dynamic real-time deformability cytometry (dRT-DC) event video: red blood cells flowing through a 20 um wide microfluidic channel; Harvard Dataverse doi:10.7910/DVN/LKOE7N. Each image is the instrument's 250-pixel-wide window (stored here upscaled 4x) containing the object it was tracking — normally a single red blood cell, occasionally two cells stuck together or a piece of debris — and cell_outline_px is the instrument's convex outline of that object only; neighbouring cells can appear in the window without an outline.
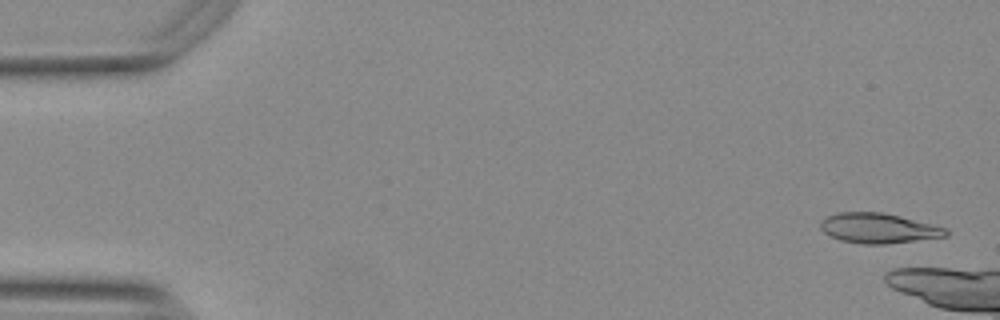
{"species": "Egyptian fruit bat (a non-hibernating species)", "species_latin": "Rousettus aegyptiacus", "temperature_condition": "warm", "stored_images_in_passage": 10, "camera_frame_rate_fps": 3000, "um_per_image_px": 0.085, "animal": {"sex": "female"}, "frame": {"image": 1, "passage_image": 2, "time_ms": 0.333, "image_size_px": [1000, 320], "cell_outline_px": [[948, 236], [888, 244], [864, 244], [840, 240], [824, 232], [820, 228], [820, 220], [836, 212], [880, 212], [900, 216], [948, 228]], "centroid_in_image_um": [74.67, 19.39], "position_along_channel_um": 10.3, "area_um2": 21.96}}